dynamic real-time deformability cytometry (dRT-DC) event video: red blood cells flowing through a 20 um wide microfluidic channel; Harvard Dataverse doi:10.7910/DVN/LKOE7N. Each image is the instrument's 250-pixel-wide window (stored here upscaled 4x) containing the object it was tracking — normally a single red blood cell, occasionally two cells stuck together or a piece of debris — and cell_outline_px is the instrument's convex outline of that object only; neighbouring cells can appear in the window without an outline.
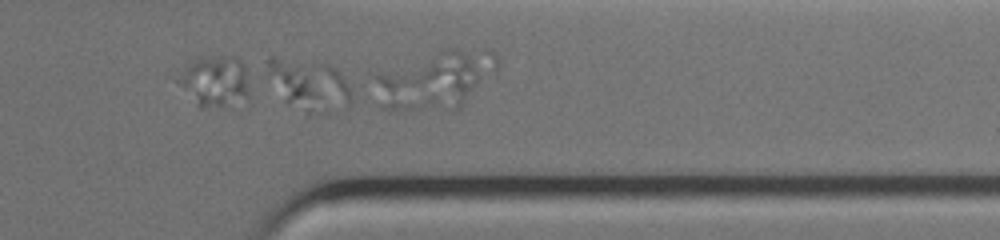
{"species": "common noctule bat (a hibernating species)", "species_latin": "Nyctalus noctula", "temperature_condition": "warm", "stored_images_in_passage": 33, "segment_of_instrument_passage": [2, 2], "camera_frame_rate_fps": 3000, "um_per_image_px": 0.085, "animal": {"sex": "female", "body_mass_g": 19.0, "forearm_length_mm": 51.5}, "frame": {"image": 1, "passage_image": 29, "time_ms": 9.333, "image_size_px": [1000, 240], "cell_outline_px": [[248, 100], [200, 108], [196, 104], [172, 76], [192, 60], [200, 56], [232, 56], [240, 60], [244, 64], [248, 92]], "centroid_in_image_um": [18.18, 6.85], "position_along_channel_um": 393.2, "area_um2": 21.21}}